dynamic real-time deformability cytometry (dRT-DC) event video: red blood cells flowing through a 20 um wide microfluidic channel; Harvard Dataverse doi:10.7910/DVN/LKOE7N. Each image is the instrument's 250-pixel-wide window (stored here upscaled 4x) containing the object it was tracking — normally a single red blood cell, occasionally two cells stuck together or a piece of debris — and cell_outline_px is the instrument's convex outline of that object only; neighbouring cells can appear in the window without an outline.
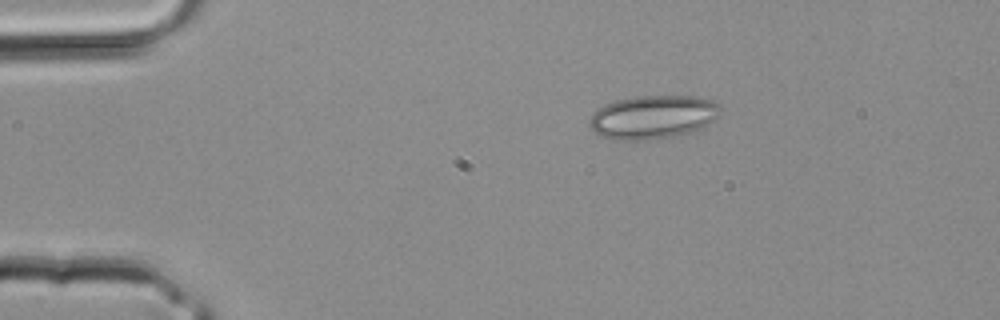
{"species": "common noctule bat (a hibernating species)", "species_latin": "Nyctalus noctula", "temperature_condition": "room temperature", "stored_images_in_passage": 2, "camera_frame_rate_fps": 3000, "um_per_image_px": 0.085, "animal": {"sex": "male", "body_mass_g": 20.4}, "frame": {"image": 1, "passage_image": 1, "time_ms": 0.0, "image_size_px": [1000, 320], "cell_outline_px": [[720, 116], [708, 124], [692, 132], [672, 136], [644, 140], [612, 140], [596, 136], [588, 120], [592, 112], [596, 108], [604, 104], [616, 100], [636, 96], [692, 96], [712, 100], [720, 108]], "centroid_in_image_um": [55.43, 9.95], "position_along_channel_um": 29.6, "area_um2": 33.52}}